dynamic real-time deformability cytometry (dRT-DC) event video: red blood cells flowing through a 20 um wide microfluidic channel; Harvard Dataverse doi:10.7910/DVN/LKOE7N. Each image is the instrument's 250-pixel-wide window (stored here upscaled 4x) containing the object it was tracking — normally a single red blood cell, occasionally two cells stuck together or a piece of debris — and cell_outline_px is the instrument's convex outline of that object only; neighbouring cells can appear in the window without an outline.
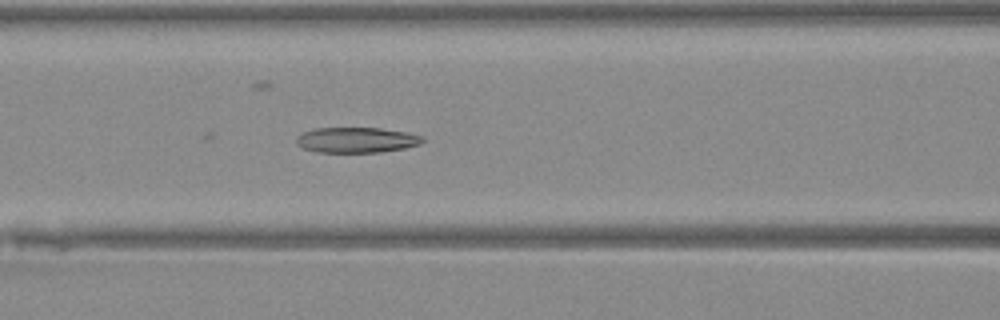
{"species": "Egyptian fruit bat (a non-hibernating species)", "species_latin": "Rousettus aegyptiacus", "temperature_condition": "warm", "stored_images_in_passage": 31, "camera_frame_rate_fps": 3000, "um_per_image_px": 0.085, "animal": {"sex": "female"}, "frame": {"image": 1, "passage_image": 9, "time_ms": 2.667, "image_size_px": [1000, 320], "cell_outline_px": [[424, 140], [420, 144], [404, 148], [380, 152], [316, 152], [300, 148], [296, 144], [296, 136], [304, 132], [316, 128], [380, 128], [404, 132], [424, 136]], "centroid_in_image_um": [30.26, 11.9], "position_along_channel_um": 136.3, "area_um2": 18.73}}
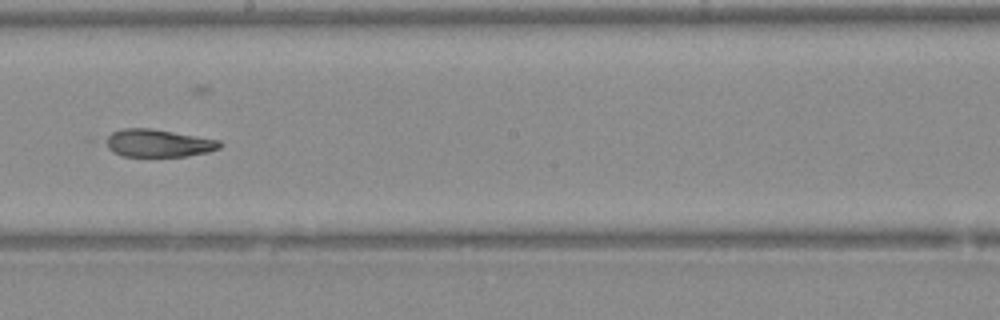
{"frame": {"image": 2, "passage_image": 16, "time_ms": 5.0, "image_size_px": [1000, 320], "cell_outline_px": [[224, 144], [220, 148], [208, 152], [188, 156], [124, 156], [112, 152], [108, 148], [108, 136], [112, 132], [124, 128], [148, 128], [220, 140]], "centroid_in_image_um": [13.5, 12.17], "position_along_channel_um": 234.7, "area_um2": 18.15}}
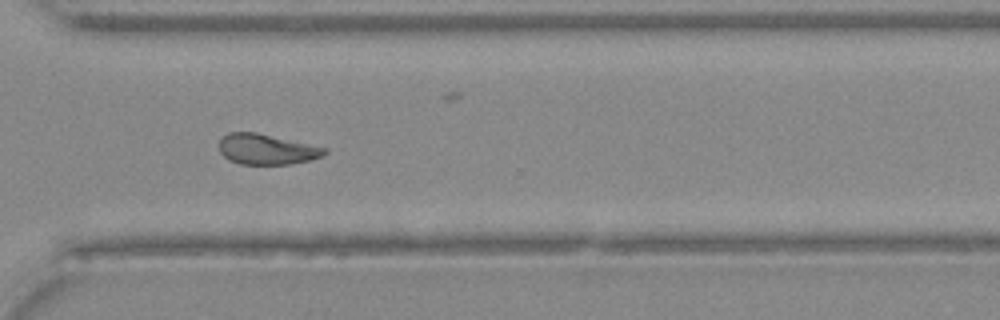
{"frame": {"image": 3, "passage_image": 24, "time_ms": 7.667, "image_size_px": [1000, 320], "cell_outline_px": [[328, 152], [324, 156], [312, 160], [292, 164], [240, 164], [228, 160], [220, 152], [220, 140], [228, 132], [256, 132], [328, 148]], "centroid_in_image_um": [22.71, 12.69], "position_along_channel_um": 347.9, "area_um2": 18.84}}